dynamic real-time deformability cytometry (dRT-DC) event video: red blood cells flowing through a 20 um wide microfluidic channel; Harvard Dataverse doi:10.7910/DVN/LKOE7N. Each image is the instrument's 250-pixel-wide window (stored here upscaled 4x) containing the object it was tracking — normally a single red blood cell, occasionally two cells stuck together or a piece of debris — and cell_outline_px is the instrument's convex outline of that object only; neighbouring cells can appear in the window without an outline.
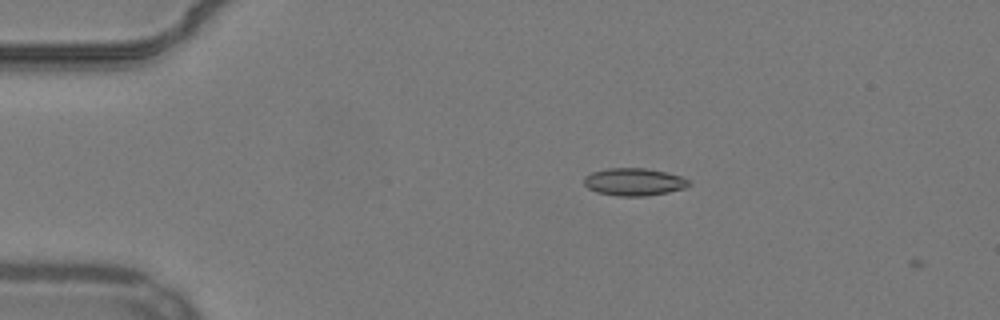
{"species": "common noctule bat (a hibernating species)", "species_latin": "Nyctalus noctula", "temperature_condition": "warm", "stored_images_in_passage": 3, "camera_frame_rate_fps": 3000, "um_per_image_px": 0.085, "animal": {"sex": "male", "body_mass_g": 19.2, "forearm_length_mm": 51.8}, "frame": {"image": 1, "passage_image": 2, "time_ms": 0.333, "image_size_px": [1000, 320], "cell_outline_px": [[692, 184], [684, 188], [668, 192], [644, 196], [616, 196], [596, 192], [588, 188], [584, 184], [584, 176], [592, 172], [608, 168], [648, 168], [680, 176], [688, 180]], "centroid_in_image_um": [53.87, 15.46], "position_along_channel_um": 31.1, "area_um2": 16.82}}